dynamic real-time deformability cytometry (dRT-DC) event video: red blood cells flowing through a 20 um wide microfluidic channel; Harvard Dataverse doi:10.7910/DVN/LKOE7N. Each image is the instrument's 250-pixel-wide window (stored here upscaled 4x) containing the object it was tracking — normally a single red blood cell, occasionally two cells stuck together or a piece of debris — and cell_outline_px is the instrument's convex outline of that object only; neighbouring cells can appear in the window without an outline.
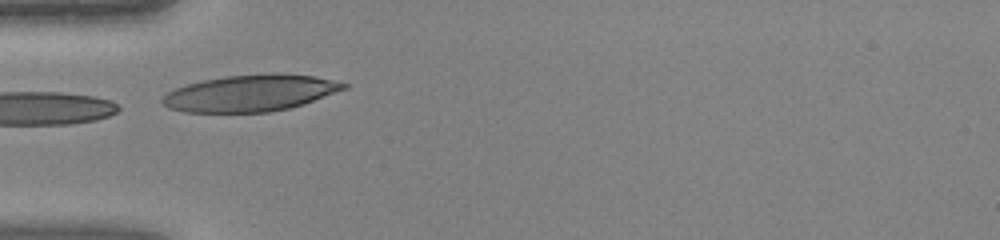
{"species": "human", "species_latin": "Homo sapiens", "temperature_condition": "warm", "stored_images_in_passage": 20, "camera_frame_rate_fps": 3000, "um_per_image_px": 0.085, "donor": {"sex": "female"}, "frame": {"image": 1, "passage_image": 1, "time_ms": 0.0, "image_size_px": [1000, 240], "cell_outline_px": [[348, 88], [304, 104], [288, 108], [268, 112], [184, 112], [168, 108], [160, 104], [160, 100], [168, 92], [176, 88], [188, 84], [204, 80], [224, 76], [316, 76], [348, 84]], "centroid_in_image_um": [21.22, 7.96], "position_along_channel_um": 63.8, "area_um2": 37.51}}